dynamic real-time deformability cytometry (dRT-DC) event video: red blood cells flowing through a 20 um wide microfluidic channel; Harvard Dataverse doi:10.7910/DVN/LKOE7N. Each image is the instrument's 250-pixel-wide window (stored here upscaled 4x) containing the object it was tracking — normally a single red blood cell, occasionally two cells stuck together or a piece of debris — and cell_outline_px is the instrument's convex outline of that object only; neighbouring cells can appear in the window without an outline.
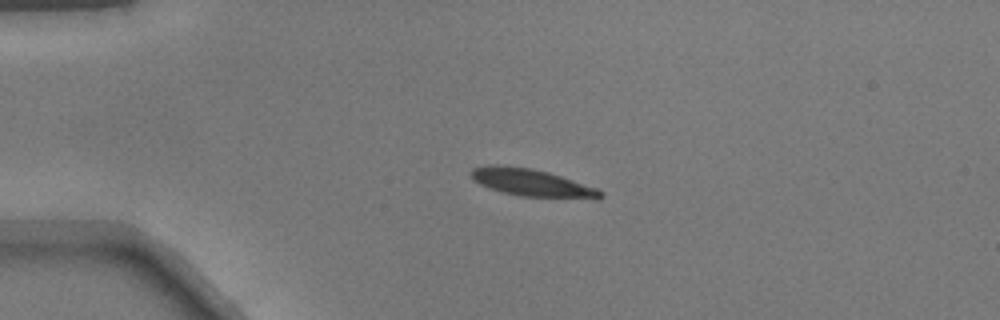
{"species": "common noctule bat (a hibernating species)", "species_latin": "Nyctalus noctula", "temperature_condition": "warm", "stored_images_in_passage": 13, "camera_frame_rate_fps": 3000, "um_per_image_px": 0.085, "animal": {"sex": "male", "body_mass_g": 17.9}, "frame": {"image": 1, "passage_image": 9, "time_ms": 2.667, "image_size_px": [1000, 320], "cell_outline_px": [[604, 196], [600, 200], [596, 200], [520, 196], [504, 192], [480, 184], [472, 180], [468, 176], [468, 172], [472, 168], [488, 164], [496, 164], [528, 168], [548, 172], [596, 188], [604, 192]], "centroid_in_image_um": [45.21, 15.54], "position_along_channel_um": 39.8, "area_um2": 20.98}}